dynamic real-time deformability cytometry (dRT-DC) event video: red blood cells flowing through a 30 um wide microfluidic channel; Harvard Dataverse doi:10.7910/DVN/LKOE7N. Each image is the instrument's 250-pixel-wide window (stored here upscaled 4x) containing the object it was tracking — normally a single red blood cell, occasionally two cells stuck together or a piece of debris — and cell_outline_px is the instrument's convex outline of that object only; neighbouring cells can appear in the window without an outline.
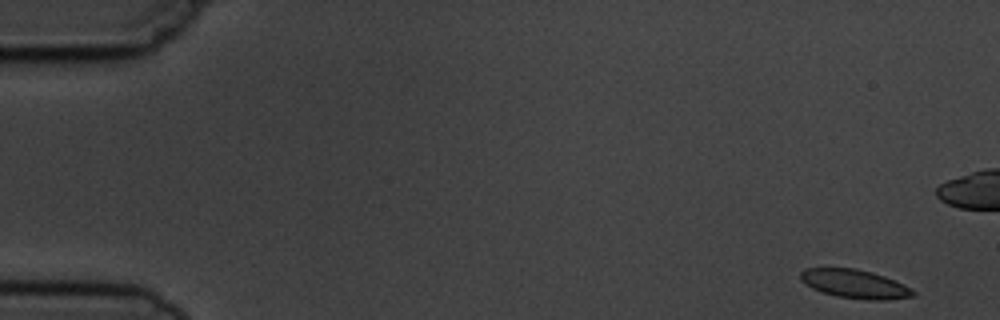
{"species": "common noctule bat (a hibernating species)", "species_latin": "Nyctalus noctula", "temperature_condition": "cold", "stored_images_in_passage": 7, "camera_frame_rate_fps": 3000, "um_per_image_px": 0.085, "animal": {"sex": "male", "body_mass_g": 19.5, "forearm_length_mm": 54.6}, "frame": {"image": 1, "passage_image": 1, "time_ms": 0.0, "image_size_px": [1000, 320], "cell_outline_px": [[916, 296], [888, 300], [868, 300], [836, 296], [812, 288], [800, 280], [800, 272], [804, 268], [856, 268], [872, 272], [884, 276], [912, 288], [916, 292]], "centroid_in_image_um": [72.68, 24.13], "position_along_channel_um": 12.3, "area_um2": 18.9}}
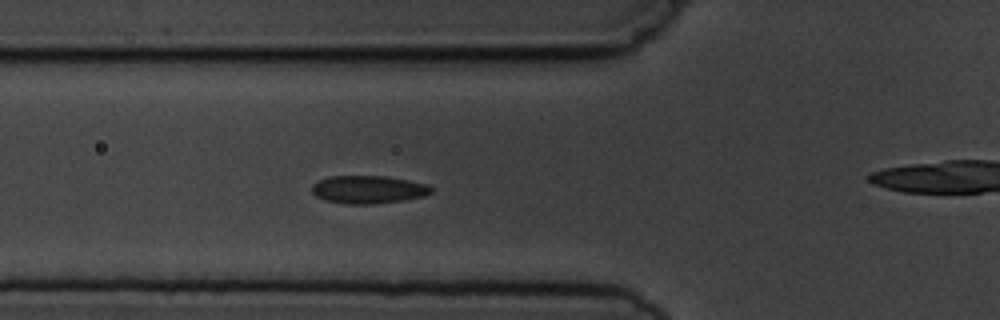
{"frame": {"image": 2, "passage_image": 6, "time_ms": 5.667, "image_size_px": [1000, 320], "cell_outline_px": [[432, 192], [424, 196], [404, 200], [372, 204], [348, 204], [324, 200], [316, 196], [312, 192], [312, 184], [328, 176], [384, 176], [408, 180], [428, 184], [432, 188]], "centroid_in_image_um": [31.3, 16.11], "position_along_channel_um": 94.5, "area_um2": 19.42}}